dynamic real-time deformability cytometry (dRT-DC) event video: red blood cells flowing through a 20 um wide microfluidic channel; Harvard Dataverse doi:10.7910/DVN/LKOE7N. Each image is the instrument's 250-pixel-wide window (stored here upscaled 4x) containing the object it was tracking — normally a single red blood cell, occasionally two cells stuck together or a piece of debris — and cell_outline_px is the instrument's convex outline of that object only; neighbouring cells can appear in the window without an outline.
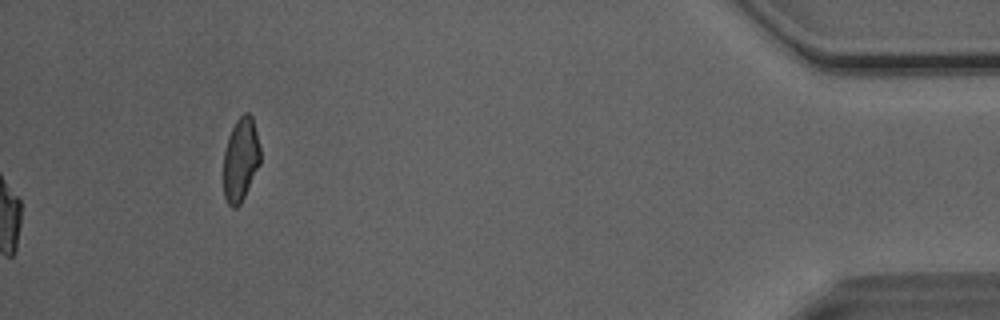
{"species": "Egyptian fruit bat (a non-hibernating species)", "species_latin": "Rousettus aegyptiacus", "temperature_condition": "room temperature", "stored_images_in_passage": 38, "camera_frame_rate_fps": 3000, "um_per_image_px": 0.085, "animal": {"sex": "male"}, "frame": {"image": 1, "passage_image": 38, "time_ms": 12.333, "image_size_px": [1000, 320], "cell_outline_px": [[260, 164], [240, 204], [236, 208], [232, 208], [228, 204], [224, 196], [224, 152], [228, 136], [236, 120], [244, 112], [248, 112], [252, 116], [260, 148]], "centroid_in_image_um": [20.45, 13.55], "position_along_channel_um": 414.7, "area_um2": 17.86}, "authors_computed_cell_mechanics": {"area_um2": 24.7095, "velocity_mm_per_s": 4.0689, "shape_relaxation_time_tau1_ms": 9.5567, "shape_relaxation_time_tau2_ms": 2.7078, "deformation_change_tau1": 0.2391, "deformation_change_tau2": 0.1232}}